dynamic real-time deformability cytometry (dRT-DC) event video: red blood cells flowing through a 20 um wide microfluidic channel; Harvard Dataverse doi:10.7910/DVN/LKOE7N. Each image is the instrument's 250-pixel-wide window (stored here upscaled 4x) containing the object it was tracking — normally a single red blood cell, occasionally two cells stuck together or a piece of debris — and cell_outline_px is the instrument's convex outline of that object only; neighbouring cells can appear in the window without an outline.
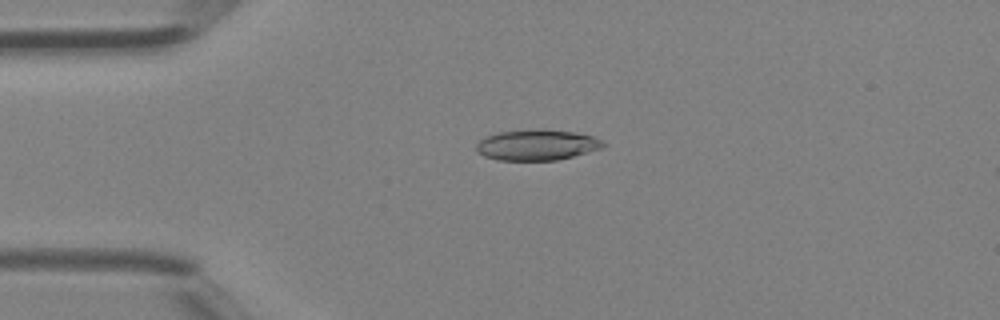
{"species": "Egyptian fruit bat (a non-hibernating species)", "species_latin": "Rousettus aegyptiacus", "temperature_condition": "room temperature", "stored_images_in_passage": 35, "camera_frame_rate_fps": 3000, "um_per_image_px": 0.085, "animal": {"sex": "female"}, "frame": {"image": 1, "passage_image": 3, "time_ms": 0.667, "image_size_px": [1000, 320], "cell_outline_px": [[608, 144], [600, 148], [572, 156], [556, 160], [500, 160], [484, 156], [476, 152], [476, 144], [480, 140], [488, 136], [500, 132], [540, 128], [544, 128], [576, 132], [592, 136]], "centroid_in_image_um": [45.63, 12.3], "position_along_channel_um": 39.4, "area_um2": 22.66}}
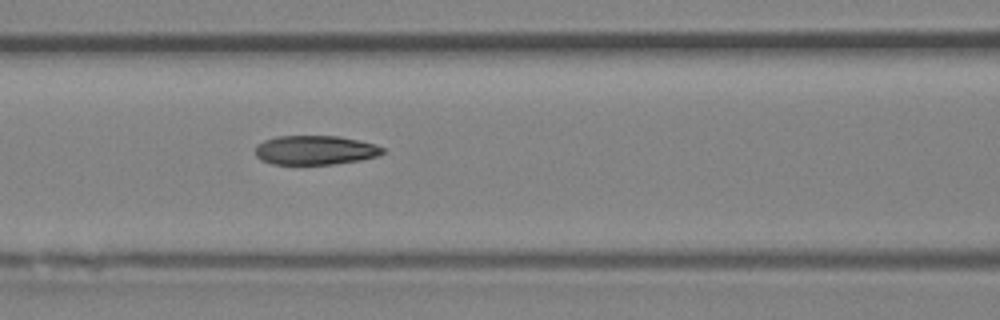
{"frame": {"image": 2, "passage_image": 11, "time_ms": 3.333, "image_size_px": [1000, 320], "cell_outline_px": [[384, 152], [376, 156], [360, 160], [332, 164], [272, 164], [260, 160], [256, 156], [256, 144], [264, 140], [276, 136], [340, 136], [376, 144], [384, 148]], "centroid_in_image_um": [26.76, 12.75], "position_along_channel_um": 139.8, "area_um2": 21.73}}
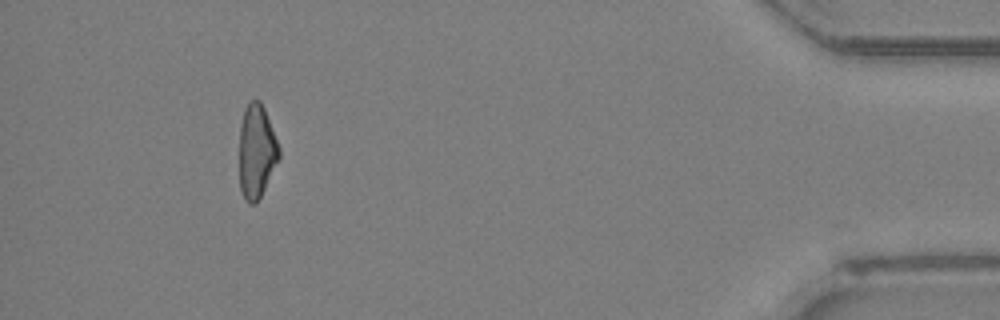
{"frame": {"image": 3, "passage_image": 32, "time_ms": 10.333, "image_size_px": [1000, 320], "cell_outline_px": [[280, 156], [256, 204], [248, 204], [244, 200], [240, 192], [240, 124], [244, 108], [252, 100], [260, 100], [264, 108], [280, 148]], "centroid_in_image_um": [21.79, 12.88], "position_along_channel_um": 413.4, "area_um2": 21.56}}